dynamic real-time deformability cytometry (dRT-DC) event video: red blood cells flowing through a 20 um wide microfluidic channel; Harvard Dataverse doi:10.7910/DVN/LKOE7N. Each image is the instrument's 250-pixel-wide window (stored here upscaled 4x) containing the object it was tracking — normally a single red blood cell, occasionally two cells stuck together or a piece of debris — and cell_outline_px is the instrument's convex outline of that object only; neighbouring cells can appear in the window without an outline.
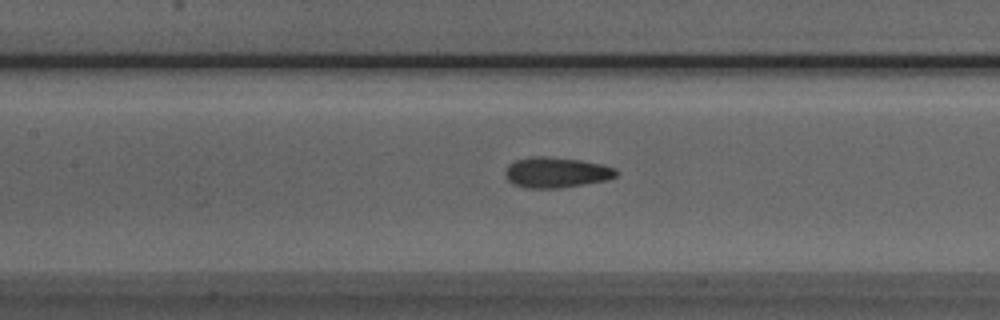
{"species": "Egyptian fruit bat (a non-hibernating species)", "species_latin": "Rousettus aegyptiacus", "temperature_condition": "room temperature", "stored_images_in_passage": 46, "camera_frame_rate_fps": 3000, "um_per_image_px": 0.085, "animal": {"sex": "male"}, "frame": {"image": 1, "passage_image": 23, "time_ms": 7.333, "image_size_px": [1000, 320], "cell_outline_px": [[616, 176], [608, 180], [560, 188], [524, 188], [512, 184], [504, 176], [504, 172], [508, 164], [516, 160], [532, 156], [544, 156], [580, 160], [600, 164], [616, 168]], "centroid_in_image_um": [47.23, 14.66], "position_along_channel_um": 160.2, "area_um2": 19.83}}
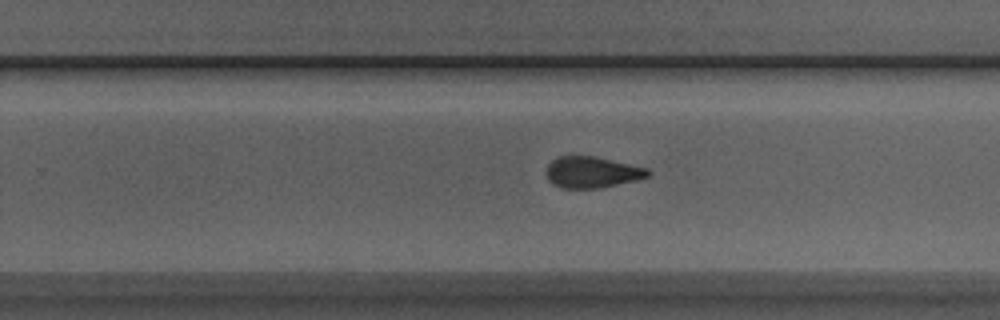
{"frame": {"image": 2, "passage_image": 32, "time_ms": 10.333, "image_size_px": [1000, 320], "cell_outline_px": [[652, 172], [648, 176], [636, 180], [596, 188], [560, 188], [552, 184], [548, 180], [544, 172], [548, 164], [552, 160], [560, 156], [592, 156], [648, 168]], "centroid_in_image_um": [50.27, 14.64], "position_along_channel_um": 279.5, "area_um2": 18.44}}
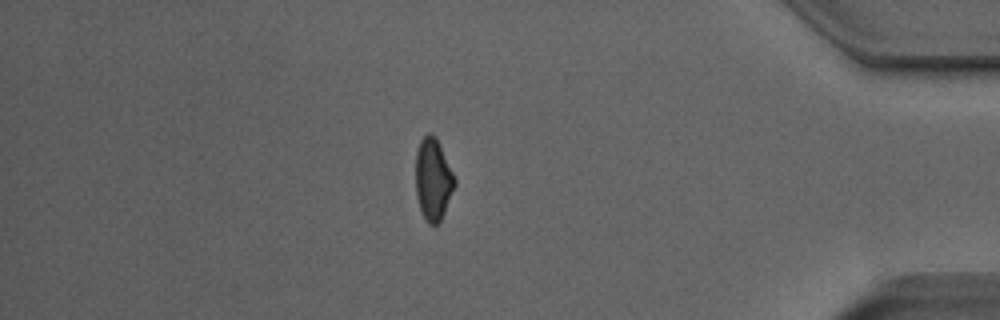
{"frame": {"image": 3, "passage_image": 44, "time_ms": 14.333, "image_size_px": [1000, 320], "cell_outline_px": [[456, 184], [444, 212], [440, 220], [436, 224], [428, 224], [420, 208], [416, 196], [416, 152], [420, 140], [428, 132], [436, 136], [440, 144], [456, 180]], "centroid_in_image_um": [36.81, 15.21], "position_along_channel_um": 398.4, "area_um2": 18.5}, "authors_computed_cell_mechanics": {"area_um2": 19.3341, "velocity_mm_per_s": 3.9951, "shape_relaxation_time_tau1_ms": null, "shape_relaxation_time_tau2_ms": 2.2562, "deformation_change_tau1": null, "deformation_change_tau2": 0.0925}}